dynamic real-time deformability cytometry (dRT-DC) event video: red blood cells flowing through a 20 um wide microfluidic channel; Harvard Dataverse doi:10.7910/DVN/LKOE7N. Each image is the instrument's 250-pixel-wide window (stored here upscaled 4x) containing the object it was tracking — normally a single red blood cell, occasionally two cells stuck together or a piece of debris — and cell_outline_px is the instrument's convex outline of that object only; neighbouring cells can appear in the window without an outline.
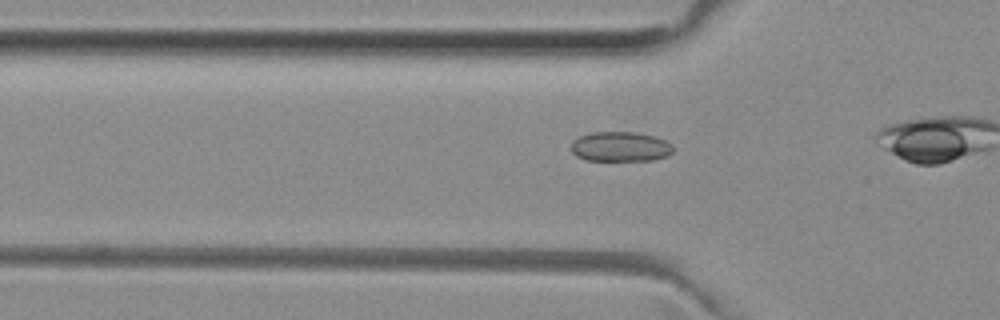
{"species": "common noctule bat (a hibernating species)", "species_latin": "Nyctalus noctula", "temperature_condition": "room temperature", "stored_images_in_passage": 10, "camera_frame_rate_fps": 3000, "um_per_image_px": 0.085, "animal": {"sex": "female", "body_mass_g": 29.2, "forearm_length_mm": 56.3}, "frame": {"image": 1, "passage_image": 2, "time_ms": 0.333, "image_size_px": [1000, 320], "cell_outline_px": [[676, 148], [668, 156], [652, 160], [588, 160], [576, 156], [572, 152], [572, 140], [580, 136], [592, 132], [636, 132], [652, 136], [664, 140], [672, 144]], "centroid_in_image_um": [52.75, 12.46], "position_along_channel_um": 73.0, "area_um2": 17.74}}
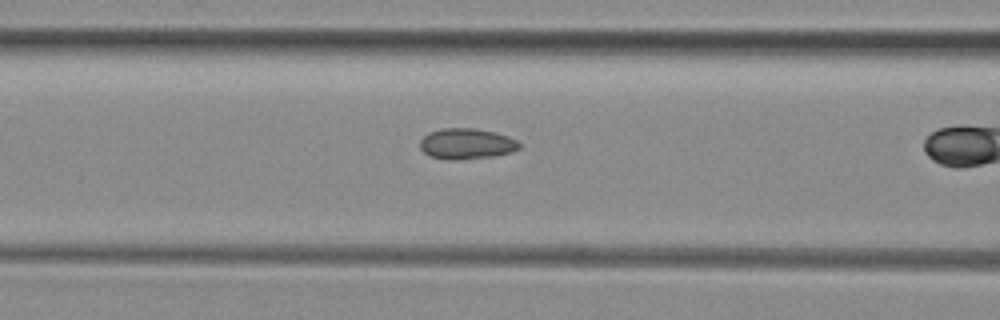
{"frame": {"image": 2, "passage_image": 6, "time_ms": 1.667, "image_size_px": [1000, 320], "cell_outline_px": [[520, 148], [512, 152], [492, 156], [456, 160], [448, 160], [432, 156], [424, 152], [420, 148], [420, 140], [428, 132], [444, 128], [476, 128], [496, 132], [508, 136], [516, 140], [520, 144]], "centroid_in_image_um": [39.66, 12.21], "position_along_channel_um": 126.9, "area_um2": 17.8}}
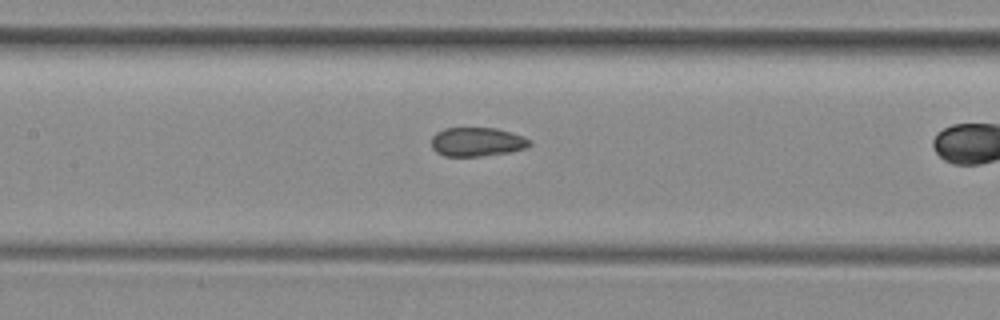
{"frame": {"image": 3, "passage_image": 9, "time_ms": 2.667, "image_size_px": [1000, 320], "cell_outline_px": [[532, 144], [524, 148], [508, 152], [480, 156], [444, 156], [436, 152], [432, 148], [432, 136], [436, 132], [444, 128], [496, 128], [512, 132], [524, 136]], "centroid_in_image_um": [40.52, 12.05], "position_along_channel_um": 166.9, "area_um2": 16.53}}